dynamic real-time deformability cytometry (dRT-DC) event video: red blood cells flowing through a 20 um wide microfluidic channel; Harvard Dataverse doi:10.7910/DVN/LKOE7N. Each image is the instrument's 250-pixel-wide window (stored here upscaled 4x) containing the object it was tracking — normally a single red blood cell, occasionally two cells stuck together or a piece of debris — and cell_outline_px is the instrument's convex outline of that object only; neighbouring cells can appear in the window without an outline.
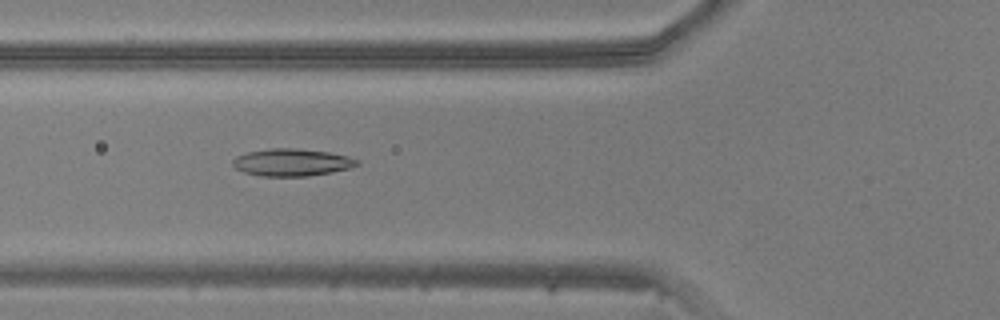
{"species": "common noctule bat (a hibernating species)", "species_latin": "Nyctalus noctula", "temperature_condition": "warm", "stored_images_in_passage": 38, "camera_frame_rate_fps": 3000, "um_per_image_px": 0.085, "animal": {"sex": "male", "body_mass_g": 20.5, "forearm_length_mm": 52.5}, "frame": {"image": 1, "passage_image": 8, "time_ms": 2.333, "image_size_px": [1000, 320], "cell_outline_px": [[360, 164], [348, 168], [332, 172], [308, 176], [260, 176], [244, 172], [236, 168], [232, 164], [232, 160], [236, 156], [248, 152], [272, 148], [296, 148], [328, 152], [348, 156], [360, 160]], "centroid_in_image_um": [24.81, 13.8], "position_along_channel_um": 101.0, "area_um2": 19.77}}
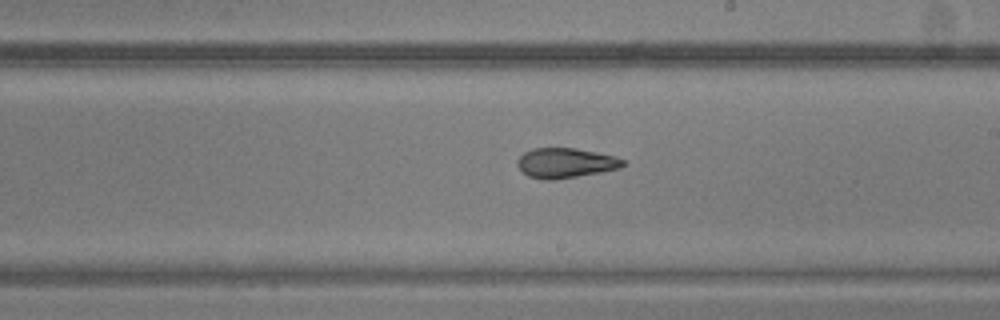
{"frame": {"image": 2, "passage_image": 18, "time_ms": 5.667, "image_size_px": [1000, 320], "cell_outline_px": [[628, 164], [620, 168], [600, 172], [552, 180], [544, 180], [528, 176], [520, 172], [516, 164], [516, 160], [524, 152], [532, 148], [576, 148], [596, 152], [612, 156], [624, 160]], "centroid_in_image_um": [48.02, 13.85], "position_along_channel_um": 241.0, "area_um2": 18.5}}
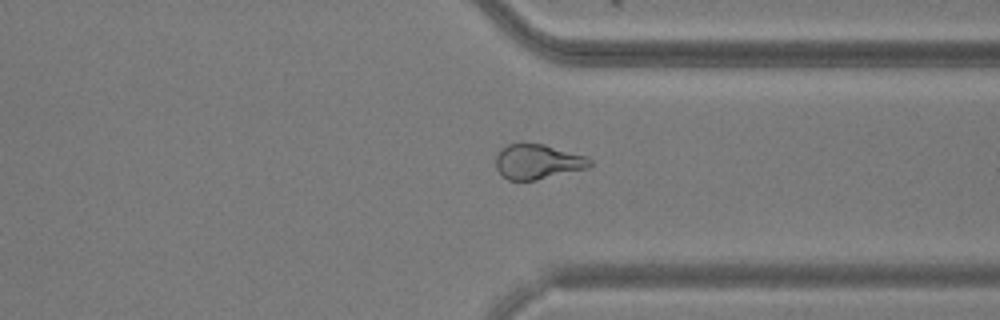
{"frame": {"image": 3, "passage_image": 27, "time_ms": 8.667, "image_size_px": [1000, 320], "cell_outline_px": [[592, 164], [588, 168], [536, 180], [508, 180], [496, 168], [496, 156], [500, 148], [508, 144], [544, 144], [588, 156], [592, 160]], "centroid_in_image_um": [45.73, 13.74], "position_along_channel_um": 365.7, "area_um2": 19.13}}